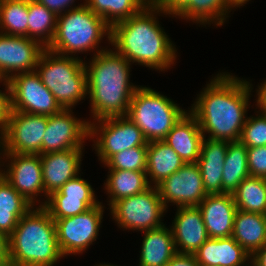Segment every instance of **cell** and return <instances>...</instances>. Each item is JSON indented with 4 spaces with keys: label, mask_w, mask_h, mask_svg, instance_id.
<instances>
[{
    "label": "cell",
    "mask_w": 266,
    "mask_h": 266,
    "mask_svg": "<svg viewBox=\"0 0 266 266\" xmlns=\"http://www.w3.org/2000/svg\"><path fill=\"white\" fill-rule=\"evenodd\" d=\"M0 33L28 37V0H0Z\"/></svg>",
    "instance_id": "836d02e7"
},
{
    "label": "cell",
    "mask_w": 266,
    "mask_h": 266,
    "mask_svg": "<svg viewBox=\"0 0 266 266\" xmlns=\"http://www.w3.org/2000/svg\"><path fill=\"white\" fill-rule=\"evenodd\" d=\"M228 141L206 138L203 139L200 157L196 164L202 175L207 195L222 194V175Z\"/></svg>",
    "instance_id": "44dd1931"
},
{
    "label": "cell",
    "mask_w": 266,
    "mask_h": 266,
    "mask_svg": "<svg viewBox=\"0 0 266 266\" xmlns=\"http://www.w3.org/2000/svg\"><path fill=\"white\" fill-rule=\"evenodd\" d=\"M0 155L4 157L3 160L7 159L9 162L6 163L8 169L6 171L0 169V174L19 194L35 206L38 195L41 197L40 194H44L40 155L1 152Z\"/></svg>",
    "instance_id": "9a60e30c"
},
{
    "label": "cell",
    "mask_w": 266,
    "mask_h": 266,
    "mask_svg": "<svg viewBox=\"0 0 266 266\" xmlns=\"http://www.w3.org/2000/svg\"><path fill=\"white\" fill-rule=\"evenodd\" d=\"M2 81L5 82L6 79H5V78L2 76V74L0 73V82L2 83Z\"/></svg>",
    "instance_id": "c3c4849f"
},
{
    "label": "cell",
    "mask_w": 266,
    "mask_h": 266,
    "mask_svg": "<svg viewBox=\"0 0 266 266\" xmlns=\"http://www.w3.org/2000/svg\"><path fill=\"white\" fill-rule=\"evenodd\" d=\"M184 164L180 156L163 140L148 142L146 174L147 178L149 176L150 186L156 187Z\"/></svg>",
    "instance_id": "484cf974"
},
{
    "label": "cell",
    "mask_w": 266,
    "mask_h": 266,
    "mask_svg": "<svg viewBox=\"0 0 266 266\" xmlns=\"http://www.w3.org/2000/svg\"><path fill=\"white\" fill-rule=\"evenodd\" d=\"M33 206L20 219L8 237L12 266H54L63 258L55 221L43 206Z\"/></svg>",
    "instance_id": "277c9868"
},
{
    "label": "cell",
    "mask_w": 266,
    "mask_h": 266,
    "mask_svg": "<svg viewBox=\"0 0 266 266\" xmlns=\"http://www.w3.org/2000/svg\"><path fill=\"white\" fill-rule=\"evenodd\" d=\"M82 59L48 50L41 54L35 68L46 88L63 109H72L87 95V73Z\"/></svg>",
    "instance_id": "8992f818"
},
{
    "label": "cell",
    "mask_w": 266,
    "mask_h": 266,
    "mask_svg": "<svg viewBox=\"0 0 266 266\" xmlns=\"http://www.w3.org/2000/svg\"><path fill=\"white\" fill-rule=\"evenodd\" d=\"M167 266H199L193 254L176 253Z\"/></svg>",
    "instance_id": "60d3db41"
},
{
    "label": "cell",
    "mask_w": 266,
    "mask_h": 266,
    "mask_svg": "<svg viewBox=\"0 0 266 266\" xmlns=\"http://www.w3.org/2000/svg\"><path fill=\"white\" fill-rule=\"evenodd\" d=\"M249 0H228L229 8L244 6Z\"/></svg>",
    "instance_id": "f6af8a7d"
},
{
    "label": "cell",
    "mask_w": 266,
    "mask_h": 266,
    "mask_svg": "<svg viewBox=\"0 0 266 266\" xmlns=\"http://www.w3.org/2000/svg\"><path fill=\"white\" fill-rule=\"evenodd\" d=\"M204 135L196 118L188 111L174 125L163 140L183 160L184 163H196L200 157Z\"/></svg>",
    "instance_id": "7402d4cb"
},
{
    "label": "cell",
    "mask_w": 266,
    "mask_h": 266,
    "mask_svg": "<svg viewBox=\"0 0 266 266\" xmlns=\"http://www.w3.org/2000/svg\"><path fill=\"white\" fill-rule=\"evenodd\" d=\"M228 0H190L189 3L176 15L180 19H191L196 24H211L222 26L229 17Z\"/></svg>",
    "instance_id": "f546056e"
},
{
    "label": "cell",
    "mask_w": 266,
    "mask_h": 266,
    "mask_svg": "<svg viewBox=\"0 0 266 266\" xmlns=\"http://www.w3.org/2000/svg\"><path fill=\"white\" fill-rule=\"evenodd\" d=\"M83 149H69L40 155L44 195L58 191L68 180L78 176Z\"/></svg>",
    "instance_id": "ac0fdd59"
},
{
    "label": "cell",
    "mask_w": 266,
    "mask_h": 266,
    "mask_svg": "<svg viewBox=\"0 0 266 266\" xmlns=\"http://www.w3.org/2000/svg\"><path fill=\"white\" fill-rule=\"evenodd\" d=\"M90 183L79 175L68 180L58 191L41 202L52 219H61L83 213L101 202L96 200Z\"/></svg>",
    "instance_id": "2e32d148"
},
{
    "label": "cell",
    "mask_w": 266,
    "mask_h": 266,
    "mask_svg": "<svg viewBox=\"0 0 266 266\" xmlns=\"http://www.w3.org/2000/svg\"><path fill=\"white\" fill-rule=\"evenodd\" d=\"M176 212L171 226L176 252L194 255L209 239L201 211L191 206L178 207Z\"/></svg>",
    "instance_id": "d6986e66"
},
{
    "label": "cell",
    "mask_w": 266,
    "mask_h": 266,
    "mask_svg": "<svg viewBox=\"0 0 266 266\" xmlns=\"http://www.w3.org/2000/svg\"><path fill=\"white\" fill-rule=\"evenodd\" d=\"M144 233L139 258V266H167L177 253L173 233L165 225Z\"/></svg>",
    "instance_id": "cb8c5ba5"
},
{
    "label": "cell",
    "mask_w": 266,
    "mask_h": 266,
    "mask_svg": "<svg viewBox=\"0 0 266 266\" xmlns=\"http://www.w3.org/2000/svg\"><path fill=\"white\" fill-rule=\"evenodd\" d=\"M109 169L146 171L147 146H136L114 154L106 163Z\"/></svg>",
    "instance_id": "e575fe53"
},
{
    "label": "cell",
    "mask_w": 266,
    "mask_h": 266,
    "mask_svg": "<svg viewBox=\"0 0 266 266\" xmlns=\"http://www.w3.org/2000/svg\"><path fill=\"white\" fill-rule=\"evenodd\" d=\"M165 208L198 206L207 196L202 175L196 163H185L175 173L156 186Z\"/></svg>",
    "instance_id": "5bb4252c"
},
{
    "label": "cell",
    "mask_w": 266,
    "mask_h": 266,
    "mask_svg": "<svg viewBox=\"0 0 266 266\" xmlns=\"http://www.w3.org/2000/svg\"><path fill=\"white\" fill-rule=\"evenodd\" d=\"M57 15L36 0H28V38L47 48L54 38Z\"/></svg>",
    "instance_id": "4dcf8cb0"
},
{
    "label": "cell",
    "mask_w": 266,
    "mask_h": 266,
    "mask_svg": "<svg viewBox=\"0 0 266 266\" xmlns=\"http://www.w3.org/2000/svg\"><path fill=\"white\" fill-rule=\"evenodd\" d=\"M167 15H176L189 3L190 0H154Z\"/></svg>",
    "instance_id": "ab89813d"
},
{
    "label": "cell",
    "mask_w": 266,
    "mask_h": 266,
    "mask_svg": "<svg viewBox=\"0 0 266 266\" xmlns=\"http://www.w3.org/2000/svg\"><path fill=\"white\" fill-rule=\"evenodd\" d=\"M45 49L34 39L0 33V73L8 81L13 75L35 71Z\"/></svg>",
    "instance_id": "e0dca14e"
},
{
    "label": "cell",
    "mask_w": 266,
    "mask_h": 266,
    "mask_svg": "<svg viewBox=\"0 0 266 266\" xmlns=\"http://www.w3.org/2000/svg\"><path fill=\"white\" fill-rule=\"evenodd\" d=\"M257 93V107L261 110V112L266 113V80L258 85Z\"/></svg>",
    "instance_id": "ee69618b"
},
{
    "label": "cell",
    "mask_w": 266,
    "mask_h": 266,
    "mask_svg": "<svg viewBox=\"0 0 266 266\" xmlns=\"http://www.w3.org/2000/svg\"><path fill=\"white\" fill-rule=\"evenodd\" d=\"M231 237L252 256L266 244V215L237 209Z\"/></svg>",
    "instance_id": "d4e9b609"
},
{
    "label": "cell",
    "mask_w": 266,
    "mask_h": 266,
    "mask_svg": "<svg viewBox=\"0 0 266 266\" xmlns=\"http://www.w3.org/2000/svg\"><path fill=\"white\" fill-rule=\"evenodd\" d=\"M97 266H114V265H113V264L110 265V264H108V263H107V264H106V263H104V264H103V263H102V264L99 263V265H97ZM115 266H117V265H115Z\"/></svg>",
    "instance_id": "bcb514c9"
},
{
    "label": "cell",
    "mask_w": 266,
    "mask_h": 266,
    "mask_svg": "<svg viewBox=\"0 0 266 266\" xmlns=\"http://www.w3.org/2000/svg\"><path fill=\"white\" fill-rule=\"evenodd\" d=\"M0 266H12L11 263H0Z\"/></svg>",
    "instance_id": "7dc6e473"
},
{
    "label": "cell",
    "mask_w": 266,
    "mask_h": 266,
    "mask_svg": "<svg viewBox=\"0 0 266 266\" xmlns=\"http://www.w3.org/2000/svg\"><path fill=\"white\" fill-rule=\"evenodd\" d=\"M89 137L93 139L98 160L103 164L120 151L148 145L142 131L127 116L106 118L97 123L90 121Z\"/></svg>",
    "instance_id": "9c48e42d"
},
{
    "label": "cell",
    "mask_w": 266,
    "mask_h": 266,
    "mask_svg": "<svg viewBox=\"0 0 266 266\" xmlns=\"http://www.w3.org/2000/svg\"><path fill=\"white\" fill-rule=\"evenodd\" d=\"M250 176L266 179V146L247 148Z\"/></svg>",
    "instance_id": "8d00e7d4"
},
{
    "label": "cell",
    "mask_w": 266,
    "mask_h": 266,
    "mask_svg": "<svg viewBox=\"0 0 266 266\" xmlns=\"http://www.w3.org/2000/svg\"><path fill=\"white\" fill-rule=\"evenodd\" d=\"M112 219L124 230L148 231L160 228L166 208L156 187L115 201L110 207Z\"/></svg>",
    "instance_id": "ba28073f"
},
{
    "label": "cell",
    "mask_w": 266,
    "mask_h": 266,
    "mask_svg": "<svg viewBox=\"0 0 266 266\" xmlns=\"http://www.w3.org/2000/svg\"><path fill=\"white\" fill-rule=\"evenodd\" d=\"M186 112L167 96L138 86L126 116L138 126L147 142H152L164 140Z\"/></svg>",
    "instance_id": "52a82bcc"
},
{
    "label": "cell",
    "mask_w": 266,
    "mask_h": 266,
    "mask_svg": "<svg viewBox=\"0 0 266 266\" xmlns=\"http://www.w3.org/2000/svg\"><path fill=\"white\" fill-rule=\"evenodd\" d=\"M88 63L84 65L93 121L126 116L138 88L129 81L132 64L115 50L107 48L93 55Z\"/></svg>",
    "instance_id": "3957f363"
},
{
    "label": "cell",
    "mask_w": 266,
    "mask_h": 266,
    "mask_svg": "<svg viewBox=\"0 0 266 266\" xmlns=\"http://www.w3.org/2000/svg\"><path fill=\"white\" fill-rule=\"evenodd\" d=\"M250 264L246 266H266V244L251 256Z\"/></svg>",
    "instance_id": "7bdbcfd3"
},
{
    "label": "cell",
    "mask_w": 266,
    "mask_h": 266,
    "mask_svg": "<svg viewBox=\"0 0 266 266\" xmlns=\"http://www.w3.org/2000/svg\"><path fill=\"white\" fill-rule=\"evenodd\" d=\"M47 122L48 116L45 115L12 111L7 128L0 136V151L2 153L41 155ZM0 160H2L1 156Z\"/></svg>",
    "instance_id": "8fae6325"
},
{
    "label": "cell",
    "mask_w": 266,
    "mask_h": 266,
    "mask_svg": "<svg viewBox=\"0 0 266 266\" xmlns=\"http://www.w3.org/2000/svg\"><path fill=\"white\" fill-rule=\"evenodd\" d=\"M73 113L71 109H62L60 112L48 116L41 155L84 148L85 139L90 138V122L76 118Z\"/></svg>",
    "instance_id": "4fadbf2b"
},
{
    "label": "cell",
    "mask_w": 266,
    "mask_h": 266,
    "mask_svg": "<svg viewBox=\"0 0 266 266\" xmlns=\"http://www.w3.org/2000/svg\"><path fill=\"white\" fill-rule=\"evenodd\" d=\"M249 176L247 147L240 141H228L222 175V194H232Z\"/></svg>",
    "instance_id": "f1b7e54d"
},
{
    "label": "cell",
    "mask_w": 266,
    "mask_h": 266,
    "mask_svg": "<svg viewBox=\"0 0 266 266\" xmlns=\"http://www.w3.org/2000/svg\"><path fill=\"white\" fill-rule=\"evenodd\" d=\"M36 1L43 4L47 9L54 12L57 16L69 11L70 9H74L85 4L84 1L83 4L81 3L78 6L72 8V4H74L75 2L74 0H36Z\"/></svg>",
    "instance_id": "f35d334b"
},
{
    "label": "cell",
    "mask_w": 266,
    "mask_h": 266,
    "mask_svg": "<svg viewBox=\"0 0 266 266\" xmlns=\"http://www.w3.org/2000/svg\"><path fill=\"white\" fill-rule=\"evenodd\" d=\"M165 12L151 0L137 14L111 27L110 43L130 63L165 71L177 55L157 16ZM157 15V16H156Z\"/></svg>",
    "instance_id": "7a4b0ae2"
},
{
    "label": "cell",
    "mask_w": 266,
    "mask_h": 266,
    "mask_svg": "<svg viewBox=\"0 0 266 266\" xmlns=\"http://www.w3.org/2000/svg\"><path fill=\"white\" fill-rule=\"evenodd\" d=\"M32 207L0 174V231L9 237L19 219Z\"/></svg>",
    "instance_id": "83f0119b"
},
{
    "label": "cell",
    "mask_w": 266,
    "mask_h": 266,
    "mask_svg": "<svg viewBox=\"0 0 266 266\" xmlns=\"http://www.w3.org/2000/svg\"><path fill=\"white\" fill-rule=\"evenodd\" d=\"M232 195L238 210L266 215V179L249 176Z\"/></svg>",
    "instance_id": "d6a6232c"
},
{
    "label": "cell",
    "mask_w": 266,
    "mask_h": 266,
    "mask_svg": "<svg viewBox=\"0 0 266 266\" xmlns=\"http://www.w3.org/2000/svg\"><path fill=\"white\" fill-rule=\"evenodd\" d=\"M0 263H10L8 236L1 231H0Z\"/></svg>",
    "instance_id": "b9f144b4"
},
{
    "label": "cell",
    "mask_w": 266,
    "mask_h": 266,
    "mask_svg": "<svg viewBox=\"0 0 266 266\" xmlns=\"http://www.w3.org/2000/svg\"><path fill=\"white\" fill-rule=\"evenodd\" d=\"M8 83L12 111L51 116L63 109L36 71L13 75Z\"/></svg>",
    "instance_id": "7c38bea8"
},
{
    "label": "cell",
    "mask_w": 266,
    "mask_h": 266,
    "mask_svg": "<svg viewBox=\"0 0 266 266\" xmlns=\"http://www.w3.org/2000/svg\"><path fill=\"white\" fill-rule=\"evenodd\" d=\"M259 114L247 117L242 128L239 141L247 148L266 146V113Z\"/></svg>",
    "instance_id": "d590c367"
},
{
    "label": "cell",
    "mask_w": 266,
    "mask_h": 266,
    "mask_svg": "<svg viewBox=\"0 0 266 266\" xmlns=\"http://www.w3.org/2000/svg\"><path fill=\"white\" fill-rule=\"evenodd\" d=\"M110 35L111 27L84 4L58 15L54 38L47 49L71 57L88 51L96 55L106 50L98 48V51L97 47L104 36L110 42Z\"/></svg>",
    "instance_id": "5b68a950"
},
{
    "label": "cell",
    "mask_w": 266,
    "mask_h": 266,
    "mask_svg": "<svg viewBox=\"0 0 266 266\" xmlns=\"http://www.w3.org/2000/svg\"><path fill=\"white\" fill-rule=\"evenodd\" d=\"M101 204L75 216L53 219L58 246L63 257L81 254L96 241L105 207Z\"/></svg>",
    "instance_id": "30bf717a"
},
{
    "label": "cell",
    "mask_w": 266,
    "mask_h": 266,
    "mask_svg": "<svg viewBox=\"0 0 266 266\" xmlns=\"http://www.w3.org/2000/svg\"><path fill=\"white\" fill-rule=\"evenodd\" d=\"M252 85L230 73H218L197 95L188 110L197 120L204 137L239 141L247 119ZM246 114V115H245Z\"/></svg>",
    "instance_id": "6da1fadb"
},
{
    "label": "cell",
    "mask_w": 266,
    "mask_h": 266,
    "mask_svg": "<svg viewBox=\"0 0 266 266\" xmlns=\"http://www.w3.org/2000/svg\"><path fill=\"white\" fill-rule=\"evenodd\" d=\"M6 92L0 90V136L5 132L12 112L11 92L8 81L3 82Z\"/></svg>",
    "instance_id": "74e56055"
},
{
    "label": "cell",
    "mask_w": 266,
    "mask_h": 266,
    "mask_svg": "<svg viewBox=\"0 0 266 266\" xmlns=\"http://www.w3.org/2000/svg\"><path fill=\"white\" fill-rule=\"evenodd\" d=\"M209 238L232 236L237 206L230 193L207 195L198 205Z\"/></svg>",
    "instance_id": "ffe728a7"
},
{
    "label": "cell",
    "mask_w": 266,
    "mask_h": 266,
    "mask_svg": "<svg viewBox=\"0 0 266 266\" xmlns=\"http://www.w3.org/2000/svg\"><path fill=\"white\" fill-rule=\"evenodd\" d=\"M199 266H244L251 256L232 237L209 238L194 254Z\"/></svg>",
    "instance_id": "603a6c76"
},
{
    "label": "cell",
    "mask_w": 266,
    "mask_h": 266,
    "mask_svg": "<svg viewBox=\"0 0 266 266\" xmlns=\"http://www.w3.org/2000/svg\"><path fill=\"white\" fill-rule=\"evenodd\" d=\"M85 5L112 27L137 14L151 0H85Z\"/></svg>",
    "instance_id": "1f68e13d"
},
{
    "label": "cell",
    "mask_w": 266,
    "mask_h": 266,
    "mask_svg": "<svg viewBox=\"0 0 266 266\" xmlns=\"http://www.w3.org/2000/svg\"><path fill=\"white\" fill-rule=\"evenodd\" d=\"M108 178L104 182L105 191L110 198L109 206L115 201L145 192L151 186L146 171L109 169Z\"/></svg>",
    "instance_id": "4316f807"
}]
</instances>
